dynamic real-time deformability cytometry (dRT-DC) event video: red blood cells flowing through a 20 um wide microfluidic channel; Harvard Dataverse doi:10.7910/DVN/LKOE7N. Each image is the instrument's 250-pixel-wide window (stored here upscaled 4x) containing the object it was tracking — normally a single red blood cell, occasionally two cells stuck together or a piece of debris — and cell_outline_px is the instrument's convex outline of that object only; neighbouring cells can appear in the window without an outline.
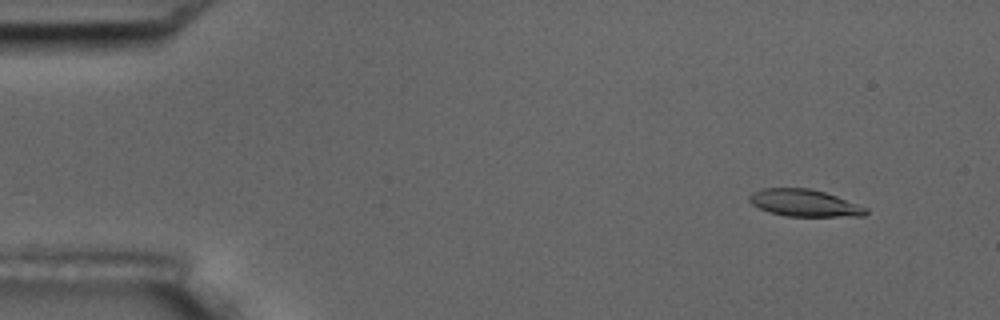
{"species": "common noctule bat (a hibernating species)", "species_latin": "Nyctalus noctula", "temperature_condition": "room temperature", "stored_images_in_passage": 17, "camera_frame_rate_fps": 3000, "um_per_image_px": 0.085, "animal": {"sex": "male", "body_mass_g": 17.5, "forearm_length_mm": 52.3}, "frame": {"image": 1, "passage_image": 2, "time_ms": 1.333, "image_size_px": [1000, 320], "cell_outline_px": [[868, 212], [864, 216], [788, 216], [768, 212], [752, 204], [748, 200], [748, 196], [752, 192], [764, 188], [808, 188], [824, 192], [836, 196], [868, 208]], "centroid_in_image_um": [68.36, 17.25], "position_along_channel_um": 16.6, "area_um2": 18.26}}
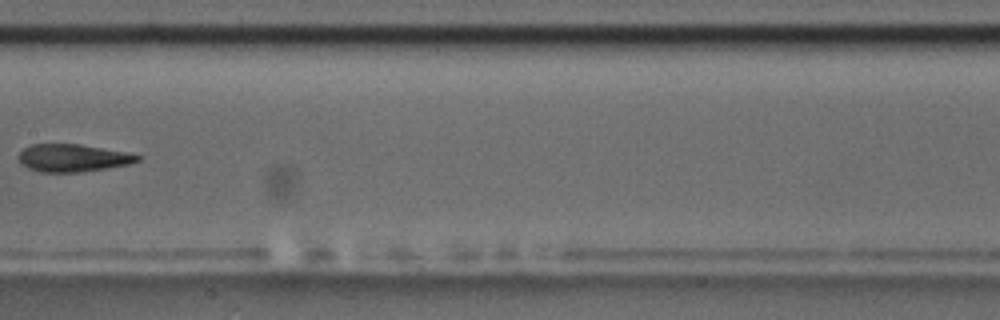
{"frame": {"image": 2, "passage_image": 9, "time_ms": 9.333, "image_size_px": [1000, 320], "cell_outline_px": [[140, 160], [128, 164], [108, 168], [80, 172], [40, 172], [28, 168], [20, 164], [20, 152], [24, 148], [32, 144], [80, 144], [124, 152], [140, 156]], "centroid_in_image_um": [6.16, 13.43], "position_along_channel_um": 201.2, "area_um2": 18.9}}
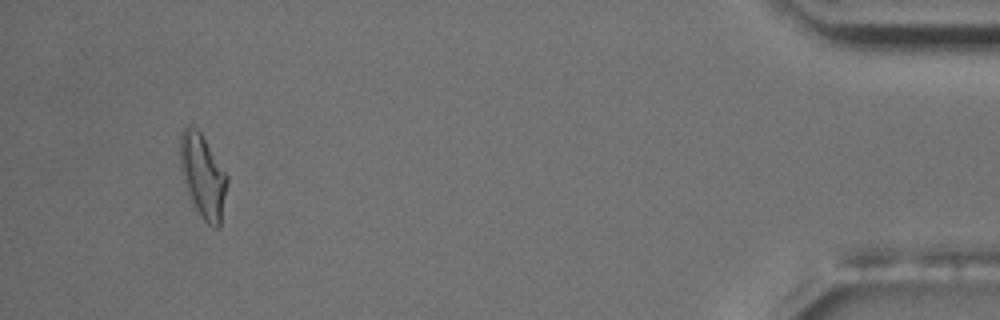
{"frame": {"image": 3, "passage_image": 16, "time_ms": 17.333, "image_size_px": [1000, 320], "cell_outline_px": [[228, 180], [220, 224], [216, 228], [208, 224], [204, 220], [196, 208], [192, 200], [180, 164], [180, 132], [188, 124], [192, 124], [200, 132], [228, 176]], "centroid_in_image_um": [17.25, 14.9], "position_along_channel_um": 417.9, "area_um2": 22.2}, "authors_computed_cell_mechanics": {"area_um2": 19.3052, "velocity_mm_per_s": 3.5895, "shape_relaxation_time_tau1_ms": 2.7073, "shape_relaxation_time_tau2_ms": 1.7242, "deformation_change_tau1": 0.1273, "deformation_change_tau2": 0.0819}}